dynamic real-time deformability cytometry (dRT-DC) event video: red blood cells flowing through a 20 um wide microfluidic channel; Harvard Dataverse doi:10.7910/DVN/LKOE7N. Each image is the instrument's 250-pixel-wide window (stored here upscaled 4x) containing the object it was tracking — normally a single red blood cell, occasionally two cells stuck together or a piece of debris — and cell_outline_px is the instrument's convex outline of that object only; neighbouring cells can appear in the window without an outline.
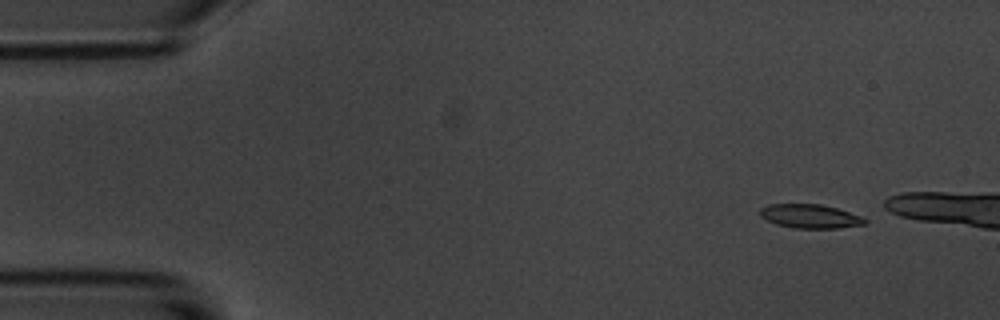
{"species": "common noctule bat (a hibernating species)", "species_latin": "Nyctalus noctula", "temperature_condition": "room temperature", "stored_images_in_passage": 4, "camera_frame_rate_fps": 3000, "um_per_image_px": 0.085, "animal": {"sex": "male", "body_mass_g": 20.1, "forearm_length_mm": 53.5}, "frame": {"image": 1, "passage_image": 1, "time_ms": 0.0, "image_size_px": [1000, 320], "cell_outline_px": [[868, 220], [864, 224], [836, 228], [796, 228], [776, 224], [760, 216], [760, 208], [768, 204], [820, 204], [836, 208], [860, 216]], "centroid_in_image_um": [68.83, 18.37], "position_along_channel_um": 16.2, "area_um2": 14.39}}